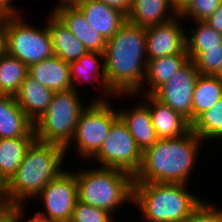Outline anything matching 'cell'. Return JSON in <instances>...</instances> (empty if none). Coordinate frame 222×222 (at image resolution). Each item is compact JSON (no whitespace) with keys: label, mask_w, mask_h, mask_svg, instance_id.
Masks as SVG:
<instances>
[{"label":"cell","mask_w":222,"mask_h":222,"mask_svg":"<svg viewBox=\"0 0 222 222\" xmlns=\"http://www.w3.org/2000/svg\"><path fill=\"white\" fill-rule=\"evenodd\" d=\"M0 222H13L11 215L8 213Z\"/></svg>","instance_id":"42"},{"label":"cell","mask_w":222,"mask_h":222,"mask_svg":"<svg viewBox=\"0 0 222 222\" xmlns=\"http://www.w3.org/2000/svg\"><path fill=\"white\" fill-rule=\"evenodd\" d=\"M181 183H134L133 202L148 222H184L203 200Z\"/></svg>","instance_id":"4"},{"label":"cell","mask_w":222,"mask_h":222,"mask_svg":"<svg viewBox=\"0 0 222 222\" xmlns=\"http://www.w3.org/2000/svg\"><path fill=\"white\" fill-rule=\"evenodd\" d=\"M4 25H5V17L0 19V54L4 51Z\"/></svg>","instance_id":"39"},{"label":"cell","mask_w":222,"mask_h":222,"mask_svg":"<svg viewBox=\"0 0 222 222\" xmlns=\"http://www.w3.org/2000/svg\"><path fill=\"white\" fill-rule=\"evenodd\" d=\"M54 93L27 75L15 99L26 116L34 123L48 108Z\"/></svg>","instance_id":"18"},{"label":"cell","mask_w":222,"mask_h":222,"mask_svg":"<svg viewBox=\"0 0 222 222\" xmlns=\"http://www.w3.org/2000/svg\"><path fill=\"white\" fill-rule=\"evenodd\" d=\"M222 98V82L217 76L199 74L192 101V122Z\"/></svg>","instance_id":"24"},{"label":"cell","mask_w":222,"mask_h":222,"mask_svg":"<svg viewBox=\"0 0 222 222\" xmlns=\"http://www.w3.org/2000/svg\"><path fill=\"white\" fill-rule=\"evenodd\" d=\"M188 61L189 57L187 53L148 59L144 77L146 83H150V89H148L147 94H153L160 86L169 81Z\"/></svg>","instance_id":"22"},{"label":"cell","mask_w":222,"mask_h":222,"mask_svg":"<svg viewBox=\"0 0 222 222\" xmlns=\"http://www.w3.org/2000/svg\"><path fill=\"white\" fill-rule=\"evenodd\" d=\"M144 96H147L150 102L152 124L159 139L177 138L191 129V124L180 113L161 103L152 94Z\"/></svg>","instance_id":"15"},{"label":"cell","mask_w":222,"mask_h":222,"mask_svg":"<svg viewBox=\"0 0 222 222\" xmlns=\"http://www.w3.org/2000/svg\"><path fill=\"white\" fill-rule=\"evenodd\" d=\"M10 204L0 203V221L8 214Z\"/></svg>","instance_id":"40"},{"label":"cell","mask_w":222,"mask_h":222,"mask_svg":"<svg viewBox=\"0 0 222 222\" xmlns=\"http://www.w3.org/2000/svg\"><path fill=\"white\" fill-rule=\"evenodd\" d=\"M184 222H222V210L203 200Z\"/></svg>","instance_id":"32"},{"label":"cell","mask_w":222,"mask_h":222,"mask_svg":"<svg viewBox=\"0 0 222 222\" xmlns=\"http://www.w3.org/2000/svg\"><path fill=\"white\" fill-rule=\"evenodd\" d=\"M23 204H14L9 207L8 213L11 215L13 222H21V216H22V206ZM26 222H58L56 220H53L45 215L40 214L39 212H35V215L28 219Z\"/></svg>","instance_id":"33"},{"label":"cell","mask_w":222,"mask_h":222,"mask_svg":"<svg viewBox=\"0 0 222 222\" xmlns=\"http://www.w3.org/2000/svg\"><path fill=\"white\" fill-rule=\"evenodd\" d=\"M35 137L34 123L18 105L15 96L0 95V138Z\"/></svg>","instance_id":"16"},{"label":"cell","mask_w":222,"mask_h":222,"mask_svg":"<svg viewBox=\"0 0 222 222\" xmlns=\"http://www.w3.org/2000/svg\"><path fill=\"white\" fill-rule=\"evenodd\" d=\"M201 141L191 129L177 138L159 139L143 151L134 183L187 184Z\"/></svg>","instance_id":"2"},{"label":"cell","mask_w":222,"mask_h":222,"mask_svg":"<svg viewBox=\"0 0 222 222\" xmlns=\"http://www.w3.org/2000/svg\"><path fill=\"white\" fill-rule=\"evenodd\" d=\"M50 14H55L89 52H105L107 41L93 30L77 6L55 8Z\"/></svg>","instance_id":"14"},{"label":"cell","mask_w":222,"mask_h":222,"mask_svg":"<svg viewBox=\"0 0 222 222\" xmlns=\"http://www.w3.org/2000/svg\"><path fill=\"white\" fill-rule=\"evenodd\" d=\"M20 17L22 16L5 17L4 50L28 67L54 56L47 25L38 29Z\"/></svg>","instance_id":"7"},{"label":"cell","mask_w":222,"mask_h":222,"mask_svg":"<svg viewBox=\"0 0 222 222\" xmlns=\"http://www.w3.org/2000/svg\"><path fill=\"white\" fill-rule=\"evenodd\" d=\"M39 196L46 208V211H38L40 214L58 222H69L79 197L75 173L64 169L43 188Z\"/></svg>","instance_id":"10"},{"label":"cell","mask_w":222,"mask_h":222,"mask_svg":"<svg viewBox=\"0 0 222 222\" xmlns=\"http://www.w3.org/2000/svg\"><path fill=\"white\" fill-rule=\"evenodd\" d=\"M147 105H137L127 112L118 110L119 117L126 124L128 131L142 151L159 140L152 124L149 103Z\"/></svg>","instance_id":"20"},{"label":"cell","mask_w":222,"mask_h":222,"mask_svg":"<svg viewBox=\"0 0 222 222\" xmlns=\"http://www.w3.org/2000/svg\"><path fill=\"white\" fill-rule=\"evenodd\" d=\"M99 58L104 61V53L88 52L78 60L69 63L72 88L76 89L75 81H80V83H82V80L90 81L93 78V80H98L99 83L101 82L100 84L103 86L104 94L106 93L113 97L114 95L107 88V80L104 70L105 64L104 62H102L103 64L100 63ZM99 67L101 70H99Z\"/></svg>","instance_id":"23"},{"label":"cell","mask_w":222,"mask_h":222,"mask_svg":"<svg viewBox=\"0 0 222 222\" xmlns=\"http://www.w3.org/2000/svg\"><path fill=\"white\" fill-rule=\"evenodd\" d=\"M205 23L222 34V5L205 21Z\"/></svg>","instance_id":"34"},{"label":"cell","mask_w":222,"mask_h":222,"mask_svg":"<svg viewBox=\"0 0 222 222\" xmlns=\"http://www.w3.org/2000/svg\"><path fill=\"white\" fill-rule=\"evenodd\" d=\"M75 175L78 200L82 203L112 215L116 207L119 208L125 201H133L134 176L124 170L98 166L96 169L80 170Z\"/></svg>","instance_id":"5"},{"label":"cell","mask_w":222,"mask_h":222,"mask_svg":"<svg viewBox=\"0 0 222 222\" xmlns=\"http://www.w3.org/2000/svg\"><path fill=\"white\" fill-rule=\"evenodd\" d=\"M11 1L12 0H0V15L3 17L19 16L18 14L20 13L12 6Z\"/></svg>","instance_id":"36"},{"label":"cell","mask_w":222,"mask_h":222,"mask_svg":"<svg viewBox=\"0 0 222 222\" xmlns=\"http://www.w3.org/2000/svg\"><path fill=\"white\" fill-rule=\"evenodd\" d=\"M193 62L200 74L217 76L222 68V45L206 48Z\"/></svg>","instance_id":"29"},{"label":"cell","mask_w":222,"mask_h":222,"mask_svg":"<svg viewBox=\"0 0 222 222\" xmlns=\"http://www.w3.org/2000/svg\"><path fill=\"white\" fill-rule=\"evenodd\" d=\"M65 155V147L35 140L9 180V204H21L37 197L63 171L60 165Z\"/></svg>","instance_id":"3"},{"label":"cell","mask_w":222,"mask_h":222,"mask_svg":"<svg viewBox=\"0 0 222 222\" xmlns=\"http://www.w3.org/2000/svg\"><path fill=\"white\" fill-rule=\"evenodd\" d=\"M191 130L203 141L222 137V98L191 123Z\"/></svg>","instance_id":"28"},{"label":"cell","mask_w":222,"mask_h":222,"mask_svg":"<svg viewBox=\"0 0 222 222\" xmlns=\"http://www.w3.org/2000/svg\"><path fill=\"white\" fill-rule=\"evenodd\" d=\"M197 26V27H196ZM196 29L191 30V36L186 34V51L189 60H194L206 48L220 47L222 34L209 26L205 21H196Z\"/></svg>","instance_id":"27"},{"label":"cell","mask_w":222,"mask_h":222,"mask_svg":"<svg viewBox=\"0 0 222 222\" xmlns=\"http://www.w3.org/2000/svg\"><path fill=\"white\" fill-rule=\"evenodd\" d=\"M108 6H112L117 8L118 10L124 12L126 15L128 14L132 0H98Z\"/></svg>","instance_id":"35"},{"label":"cell","mask_w":222,"mask_h":222,"mask_svg":"<svg viewBox=\"0 0 222 222\" xmlns=\"http://www.w3.org/2000/svg\"><path fill=\"white\" fill-rule=\"evenodd\" d=\"M60 5L57 8L66 7V6H76L80 0H60Z\"/></svg>","instance_id":"41"},{"label":"cell","mask_w":222,"mask_h":222,"mask_svg":"<svg viewBox=\"0 0 222 222\" xmlns=\"http://www.w3.org/2000/svg\"><path fill=\"white\" fill-rule=\"evenodd\" d=\"M145 55L146 28L128 20L107 40L104 70L107 88L114 97L123 94L137 96L142 90L148 61Z\"/></svg>","instance_id":"1"},{"label":"cell","mask_w":222,"mask_h":222,"mask_svg":"<svg viewBox=\"0 0 222 222\" xmlns=\"http://www.w3.org/2000/svg\"><path fill=\"white\" fill-rule=\"evenodd\" d=\"M217 77L220 79V81L222 82V68L219 71V73L217 74Z\"/></svg>","instance_id":"43"},{"label":"cell","mask_w":222,"mask_h":222,"mask_svg":"<svg viewBox=\"0 0 222 222\" xmlns=\"http://www.w3.org/2000/svg\"><path fill=\"white\" fill-rule=\"evenodd\" d=\"M28 75V66L5 50L0 54V95L15 96Z\"/></svg>","instance_id":"26"},{"label":"cell","mask_w":222,"mask_h":222,"mask_svg":"<svg viewBox=\"0 0 222 222\" xmlns=\"http://www.w3.org/2000/svg\"><path fill=\"white\" fill-rule=\"evenodd\" d=\"M36 137L0 138V171L9 181Z\"/></svg>","instance_id":"25"},{"label":"cell","mask_w":222,"mask_h":222,"mask_svg":"<svg viewBox=\"0 0 222 222\" xmlns=\"http://www.w3.org/2000/svg\"><path fill=\"white\" fill-rule=\"evenodd\" d=\"M0 203L9 204V181L0 171Z\"/></svg>","instance_id":"37"},{"label":"cell","mask_w":222,"mask_h":222,"mask_svg":"<svg viewBox=\"0 0 222 222\" xmlns=\"http://www.w3.org/2000/svg\"><path fill=\"white\" fill-rule=\"evenodd\" d=\"M222 0H191L187 8L180 14V18H193L196 21H206L220 6Z\"/></svg>","instance_id":"31"},{"label":"cell","mask_w":222,"mask_h":222,"mask_svg":"<svg viewBox=\"0 0 222 222\" xmlns=\"http://www.w3.org/2000/svg\"><path fill=\"white\" fill-rule=\"evenodd\" d=\"M48 19L47 27L52 39L54 56L71 63L89 52L55 14H50Z\"/></svg>","instance_id":"19"},{"label":"cell","mask_w":222,"mask_h":222,"mask_svg":"<svg viewBox=\"0 0 222 222\" xmlns=\"http://www.w3.org/2000/svg\"><path fill=\"white\" fill-rule=\"evenodd\" d=\"M112 215L107 211L77 201L69 222H113Z\"/></svg>","instance_id":"30"},{"label":"cell","mask_w":222,"mask_h":222,"mask_svg":"<svg viewBox=\"0 0 222 222\" xmlns=\"http://www.w3.org/2000/svg\"><path fill=\"white\" fill-rule=\"evenodd\" d=\"M169 10L171 13H166ZM169 14L177 15L169 0H132L127 20L146 28L170 21L174 17Z\"/></svg>","instance_id":"21"},{"label":"cell","mask_w":222,"mask_h":222,"mask_svg":"<svg viewBox=\"0 0 222 222\" xmlns=\"http://www.w3.org/2000/svg\"><path fill=\"white\" fill-rule=\"evenodd\" d=\"M28 75L54 92L72 89L70 65L57 56L30 65Z\"/></svg>","instance_id":"17"},{"label":"cell","mask_w":222,"mask_h":222,"mask_svg":"<svg viewBox=\"0 0 222 222\" xmlns=\"http://www.w3.org/2000/svg\"><path fill=\"white\" fill-rule=\"evenodd\" d=\"M93 157L104 168L121 169L135 176L141 168L143 151L128 131L126 124L118 117Z\"/></svg>","instance_id":"9"},{"label":"cell","mask_w":222,"mask_h":222,"mask_svg":"<svg viewBox=\"0 0 222 222\" xmlns=\"http://www.w3.org/2000/svg\"><path fill=\"white\" fill-rule=\"evenodd\" d=\"M180 15L170 21L146 27V56L148 59L187 53L186 33L179 24Z\"/></svg>","instance_id":"12"},{"label":"cell","mask_w":222,"mask_h":222,"mask_svg":"<svg viewBox=\"0 0 222 222\" xmlns=\"http://www.w3.org/2000/svg\"><path fill=\"white\" fill-rule=\"evenodd\" d=\"M95 32L106 41L113 37L127 21V15L98 0H80L76 5Z\"/></svg>","instance_id":"13"},{"label":"cell","mask_w":222,"mask_h":222,"mask_svg":"<svg viewBox=\"0 0 222 222\" xmlns=\"http://www.w3.org/2000/svg\"><path fill=\"white\" fill-rule=\"evenodd\" d=\"M76 89L55 92L41 117L34 122L37 141L69 148L83 107Z\"/></svg>","instance_id":"6"},{"label":"cell","mask_w":222,"mask_h":222,"mask_svg":"<svg viewBox=\"0 0 222 222\" xmlns=\"http://www.w3.org/2000/svg\"><path fill=\"white\" fill-rule=\"evenodd\" d=\"M199 74L195 63L189 60L152 95L161 103L180 113L191 124L193 89Z\"/></svg>","instance_id":"11"},{"label":"cell","mask_w":222,"mask_h":222,"mask_svg":"<svg viewBox=\"0 0 222 222\" xmlns=\"http://www.w3.org/2000/svg\"><path fill=\"white\" fill-rule=\"evenodd\" d=\"M173 11L180 15L190 4L191 0H169Z\"/></svg>","instance_id":"38"},{"label":"cell","mask_w":222,"mask_h":222,"mask_svg":"<svg viewBox=\"0 0 222 222\" xmlns=\"http://www.w3.org/2000/svg\"><path fill=\"white\" fill-rule=\"evenodd\" d=\"M104 100L95 99L83 110L77 122L72 140L76 143L77 151L83 158H93L113 124L119 117L118 110Z\"/></svg>","instance_id":"8"}]
</instances>
